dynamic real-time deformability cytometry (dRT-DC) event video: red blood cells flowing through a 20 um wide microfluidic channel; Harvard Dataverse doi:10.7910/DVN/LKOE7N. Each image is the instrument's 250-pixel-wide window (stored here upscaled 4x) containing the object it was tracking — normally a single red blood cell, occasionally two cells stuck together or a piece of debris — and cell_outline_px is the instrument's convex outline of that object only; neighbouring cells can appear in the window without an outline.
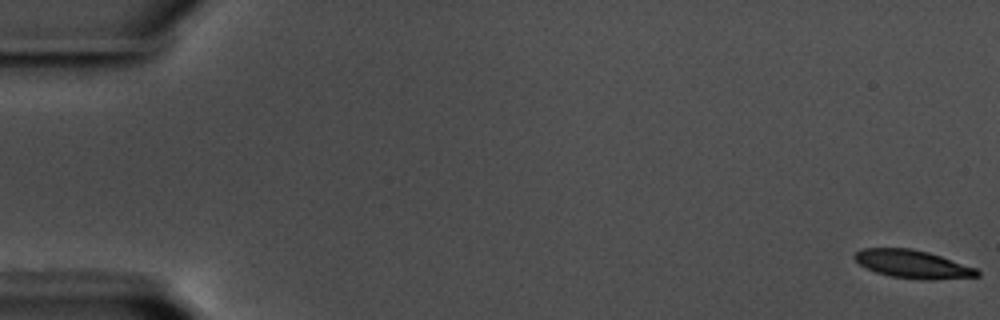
{"species": "common noctule bat (a hibernating species)", "species_latin": "Nyctalus noctula", "temperature_condition": "warm", "stored_images_in_passage": 59, "camera_frame_rate_fps": 3000, "um_per_image_px": 0.085, "animal": {"sex": "male", "body_mass_g": 17.5, "forearm_length_mm": 52.3}, "frame": {"image": 1, "passage_image": 1, "time_ms": 0.0, "image_size_px": [1000, 320], "cell_outline_px": [[980, 276], [928, 280], [924, 280], [892, 276], [876, 272], [860, 264], [852, 256], [856, 252], [864, 248], [912, 248], [928, 252], [976, 268], [980, 272]], "centroid_in_image_um": [77.58, 22.45], "position_along_channel_um": 7.4, "area_um2": 19.83}}
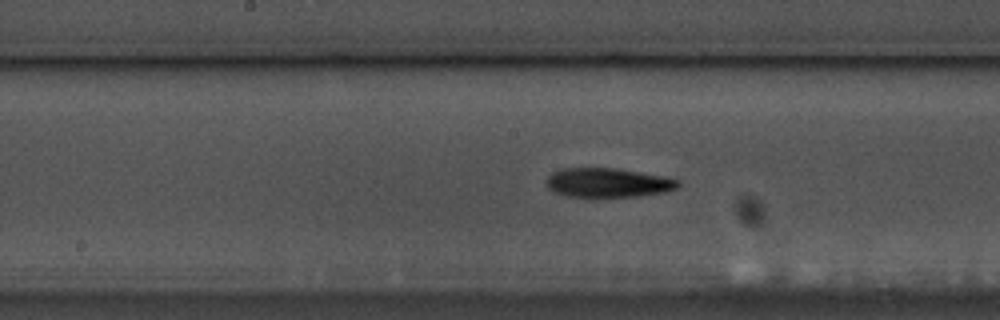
{"frame": {"image": 2, "passage_image": 31, "time_ms": 10.0, "image_size_px": [1000, 320], "cell_outline_px": [[680, 184], [676, 188], [664, 192], [640, 196], [596, 200], [592, 200], [564, 196], [552, 192], [548, 188], [544, 180], [552, 172], [560, 168], [616, 168], [668, 176], [680, 180]], "centroid_in_image_um": [51.62, 15.57], "position_along_channel_um": 196.6, "area_um2": 23.87}}
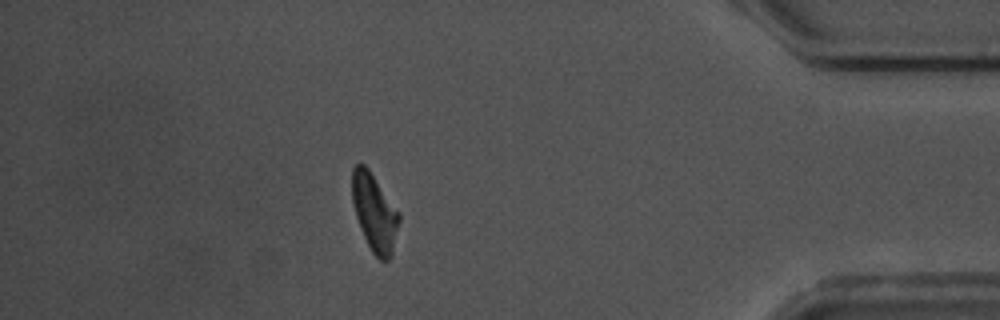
{"frame": {"image": 3, "passage_image": 52, "time_ms": 17.0, "image_size_px": [1000, 320], "cell_outline_px": [[400, 220], [392, 256], [388, 260], [380, 260], [372, 252], [360, 228], [356, 216], [352, 200], [352, 168], [356, 164], [364, 164], [368, 168], [400, 212]], "centroid_in_image_um": [31.85, 18.07], "position_along_channel_um": 403.4, "area_um2": 21.27}, "authors_computed_cell_mechanics": {"area_um2": 21.4438, "velocity_mm_per_s": 3.5389, "shape_relaxation_time_tau1_ms": 3.2275, "shape_relaxation_time_tau2_ms": null, "deformation_change_tau1": 0.1425, "deformation_change_tau2": null}}